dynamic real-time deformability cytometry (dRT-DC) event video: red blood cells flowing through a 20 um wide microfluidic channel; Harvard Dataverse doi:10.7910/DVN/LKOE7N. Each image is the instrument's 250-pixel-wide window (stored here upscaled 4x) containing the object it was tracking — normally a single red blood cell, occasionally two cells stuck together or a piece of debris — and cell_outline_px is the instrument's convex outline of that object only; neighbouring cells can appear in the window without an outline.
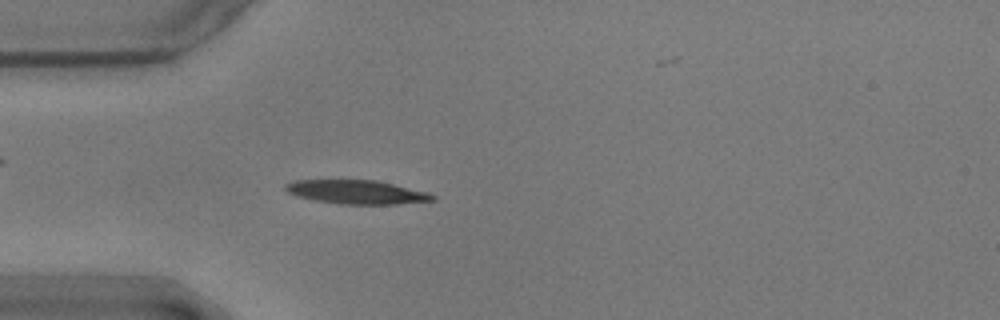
{"species": "common noctule bat (a hibernating species)", "species_latin": "Nyctalus noctula", "temperature_condition": "warm", "stored_images_in_passage": 56, "camera_frame_rate_fps": 3000, "um_per_image_px": 0.085, "animal": {"sex": "male", "body_mass_g": 17.9}, "frame": {"image": 1, "passage_image": 15, "time_ms": 4.667, "image_size_px": [1000, 320], "cell_outline_px": [[436, 200], [396, 204], [340, 204], [316, 200], [296, 196], [288, 192], [284, 188], [284, 184], [292, 180], [376, 180], [428, 192], [436, 196]], "centroid_in_image_um": [30.31, 16.32], "position_along_channel_um": 54.7, "area_um2": 20.4}}
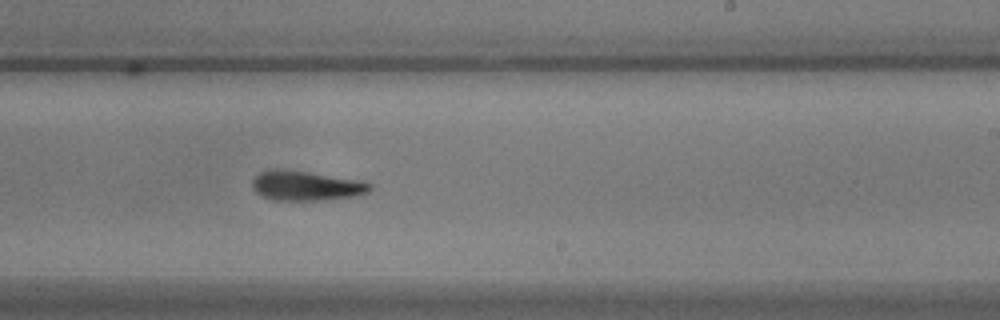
{"frame": {"image": 2, "passage_image": 33, "time_ms": 10.667, "image_size_px": [1000, 320], "cell_outline_px": [[372, 188], [368, 192], [356, 196], [324, 200], [272, 200], [256, 192], [252, 188], [252, 180], [260, 172], [272, 168], [276, 168], [308, 172], [360, 180], [372, 184]], "centroid_in_image_um": [26.01, 15.78], "position_along_channel_um": 263.0, "area_um2": 20.4}}
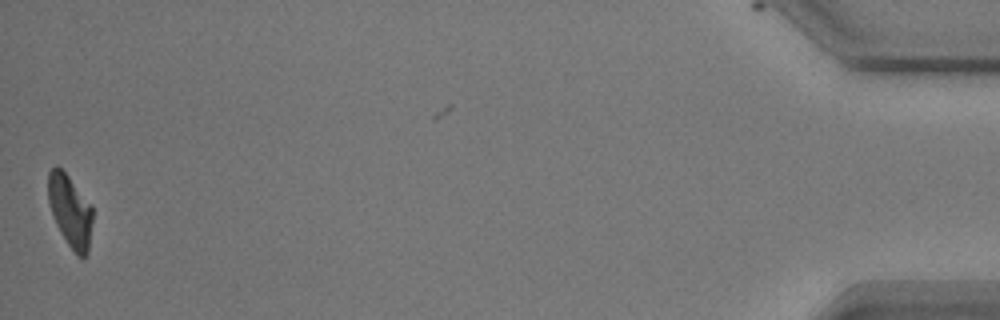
{"frame": {"image": 3, "passage_image": 55, "time_ms": 18.0, "image_size_px": [1000, 320], "cell_outline_px": [[92, 220], [88, 252], [84, 256], [80, 256], [68, 244], [60, 232], [56, 224], [48, 200], [48, 172], [56, 164], [68, 176], [92, 204]], "centroid_in_image_um": [5.96, 17.88], "position_along_channel_um": 429.2, "area_um2": 18.44}, "authors_computed_cell_mechanics": {"area_um2": 19.9121, "velocity_mm_per_s": 3.5551, "shape_relaxation_time_tau1_ms": 3.1907, "shape_relaxation_time_tau2_ms": 4.0716, "deformation_change_tau1": 0.1975, "deformation_change_tau2": 0.1471}}